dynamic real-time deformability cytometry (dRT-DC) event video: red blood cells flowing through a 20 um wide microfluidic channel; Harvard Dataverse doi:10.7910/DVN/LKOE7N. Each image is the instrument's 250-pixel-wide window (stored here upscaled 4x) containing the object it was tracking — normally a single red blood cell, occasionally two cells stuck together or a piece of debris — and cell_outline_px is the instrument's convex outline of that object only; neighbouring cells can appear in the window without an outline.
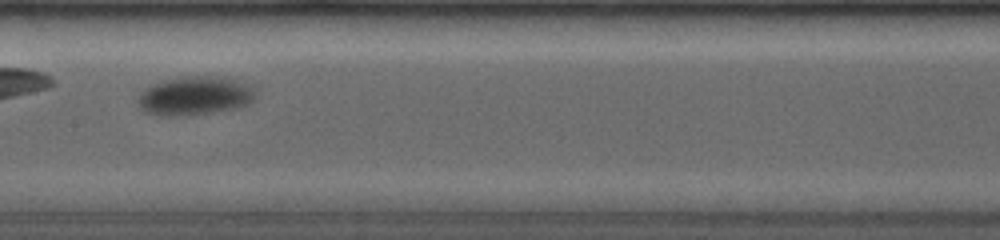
{"species": "common noctule bat (a hibernating species)", "species_latin": "Nyctalus noctula", "temperature_condition": "room temperature", "stored_images_in_passage": 71, "camera_frame_rate_fps": 4000, "um_per_image_px": 0.085, "animal": {"sex": "female", "body_mass_g": 19.0, "forearm_length_mm": 53.3}, "frame": {"image": 1, "passage_image": 16, "time_ms": 3.5, "image_size_px": [1000, 240], "cell_outline_px": [[256, 88], [252, 100], [248, 104], [236, 108], [212, 112], [184, 116], [156, 116], [144, 112], [136, 104], [136, 100], [144, 88], [152, 84], [164, 80], [188, 76], [204, 76], [236, 80], [248, 84]], "centroid_in_image_um": [16.49, 8.17], "position_along_channel_um": 190.9, "area_um2": 26.65}}
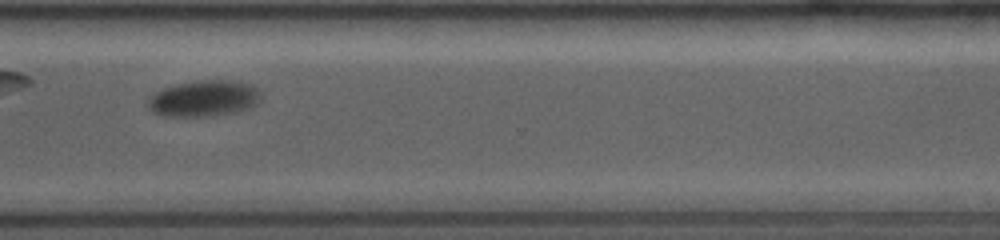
{"frame": {"image": 2, "passage_image": 42, "time_ms": 7.75, "image_size_px": [1000, 240], "cell_outline_px": [[260, 100], [252, 108], [212, 116], [164, 116], [152, 112], [144, 104], [156, 92], [164, 88], [176, 84], [196, 80], [232, 80], [252, 84], [260, 92]], "centroid_in_image_um": [17.33, 8.36], "position_along_channel_um": 353.3, "area_um2": 23.99}}
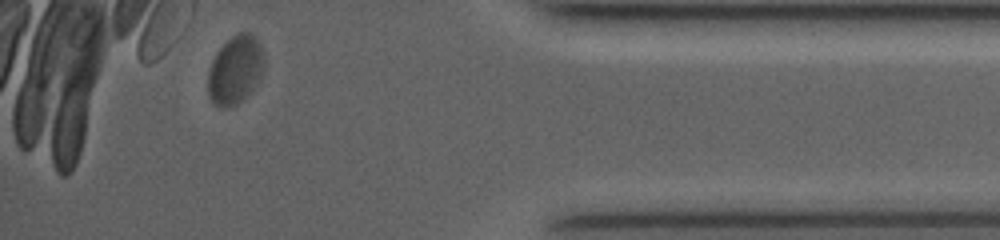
{"frame": {"image": 3, "passage_image": 61, "time_ms": 10.0, "image_size_px": [1000, 240], "cell_outline_px": [[264, 68], [256, 84], [236, 104], [212, 104], [208, 96], [208, 72], [212, 60], [216, 52], [232, 36], [240, 32], [252, 32], [256, 36], [264, 52]], "centroid_in_image_um": [20.01, 5.86], "position_along_channel_um": 415.2, "area_um2": 22.02}, "authors_computed_cell_mechanics": {"area_um2": 23.987, "velocity_mm_per_s": 3.8083, "shape_relaxation_time_tau1_ms": 9.4171, "shape_relaxation_time_tau2_ms": null, "deformation_change_tau1": 0.2549, "deformation_change_tau2": null}}